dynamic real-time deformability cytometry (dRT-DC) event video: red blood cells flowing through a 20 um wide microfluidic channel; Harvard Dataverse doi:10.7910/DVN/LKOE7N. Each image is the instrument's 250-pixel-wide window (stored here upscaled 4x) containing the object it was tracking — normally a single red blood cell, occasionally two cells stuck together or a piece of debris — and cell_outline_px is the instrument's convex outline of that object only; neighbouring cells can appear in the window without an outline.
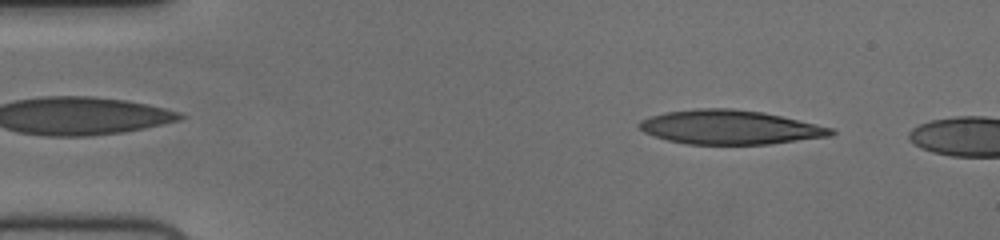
{"species": "human", "species_latin": "Homo sapiens", "temperature_condition": "cold", "stored_images_in_passage": 51, "camera_frame_rate_fps": 3000, "um_per_image_px": 0.085, "donor": {"sex": "female"}, "frame": {"image": 1, "passage_image": 5, "time_ms": 1.333, "image_size_px": [1000, 240], "cell_outline_px": [[836, 132], [832, 136], [768, 144], [688, 144], [668, 140], [644, 132], [636, 124], [640, 120], [648, 116], [664, 112], [696, 108], [732, 108], [764, 112], [832, 128]], "centroid_in_image_um": [62.01, 10.8], "position_along_channel_um": 23.0, "area_um2": 38.15}}
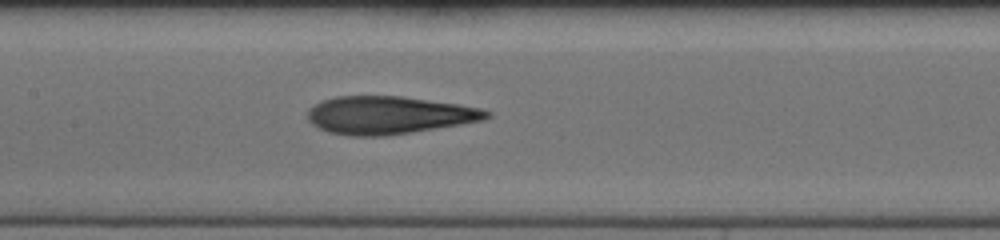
{"frame": {"image": 2, "passage_image": 24, "time_ms": 7.667, "image_size_px": [1000, 240], "cell_outline_px": [[492, 116], [484, 120], [412, 132], [384, 136], [348, 136], [328, 132], [312, 124], [308, 120], [308, 108], [324, 100], [336, 96], [400, 96], [456, 104], [480, 108], [492, 112]], "centroid_in_image_um": [33.04, 9.79], "position_along_channel_um": 174.4, "area_um2": 39.25}}
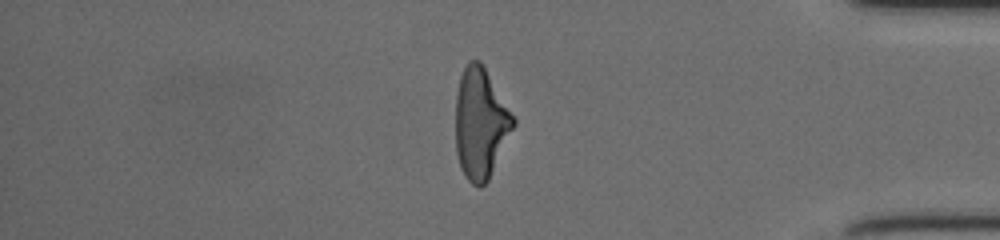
{"frame": {"image": 3, "passage_image": 44, "time_ms": 14.333, "image_size_px": [1000, 240], "cell_outline_px": [[516, 124], [488, 180], [480, 188], [472, 184], [464, 176], [460, 168], [456, 152], [456, 92], [460, 76], [468, 60], [480, 60], [516, 120]], "centroid_in_image_um": [40.83, 10.5], "position_along_channel_um": 394.4, "area_um2": 37.17}, "authors_computed_cell_mechanics": {"area_um2": 38.3792, "velocity_mm_per_s": 3.7432, "shape_relaxation_time_tau1_ms": 7.7712, "shape_relaxation_time_tau2_ms": 2.0259, "deformation_change_tau1": 0.2831, "deformation_change_tau2": 0.1149}}